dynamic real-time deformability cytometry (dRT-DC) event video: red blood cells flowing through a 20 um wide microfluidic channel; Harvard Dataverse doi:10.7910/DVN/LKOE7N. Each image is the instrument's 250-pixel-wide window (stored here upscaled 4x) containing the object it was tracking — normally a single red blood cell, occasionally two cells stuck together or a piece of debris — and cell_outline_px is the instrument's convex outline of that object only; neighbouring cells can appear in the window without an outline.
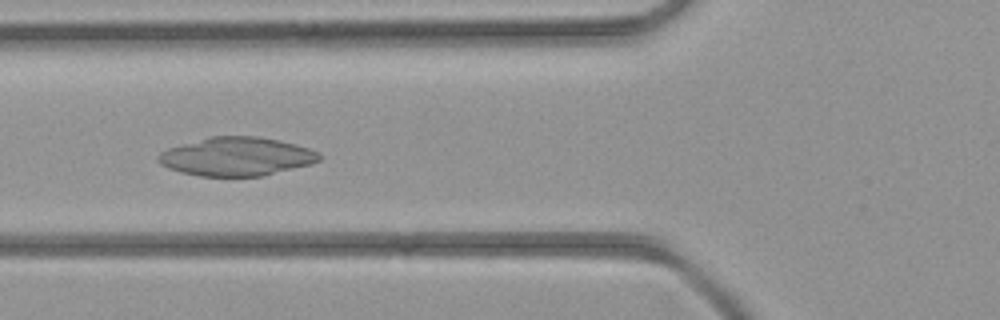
{"species": "common noctule bat (a hibernating species)", "species_latin": "Nyctalus noctula", "temperature_condition": "room temperature", "stored_images_in_passage": 44, "camera_frame_rate_fps": 3000, "um_per_image_px": 0.085, "animal": {"sex": "female", "body_mass_g": 21.9}, "frame": {"image": 1, "passage_image": 16, "time_ms": 5.0, "image_size_px": [1000, 320], "cell_outline_px": [[324, 156], [320, 160], [312, 164], [264, 176], [200, 176], [180, 172], [168, 168], [160, 164], [156, 160], [156, 156], [160, 152], [168, 148], [212, 136], [256, 136], [280, 140], [296, 144], [320, 152]], "centroid_in_image_um": [20.14, 13.31], "position_along_channel_um": 105.7, "area_um2": 36.47}}
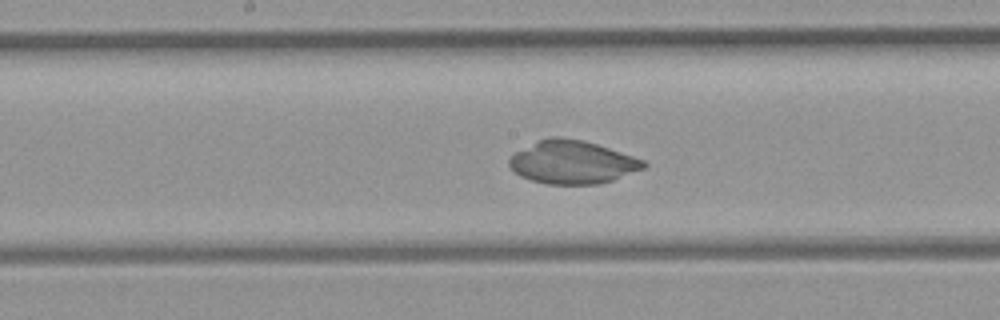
{"frame": {"image": 2, "passage_image": 22, "time_ms": 7.0, "image_size_px": [1000, 320], "cell_outline_px": [[648, 164], [644, 168], [612, 180], [600, 184], [548, 184], [532, 180], [520, 176], [508, 164], [508, 160], [516, 152], [540, 140], [552, 136], [560, 136], [584, 140], [644, 160]], "centroid_in_image_um": [48.65, 13.79], "position_along_channel_um": 199.5, "area_um2": 33.35}}
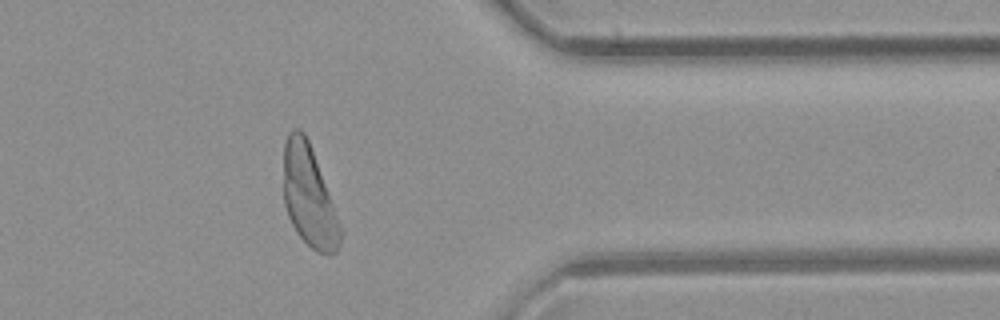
{"frame": {"image": 3, "passage_image": 35, "time_ms": 11.333, "image_size_px": [1000, 320], "cell_outline_px": [[340, 244], [336, 252], [316, 252], [296, 232], [288, 216], [284, 204], [284, 144], [288, 132], [292, 128], [300, 128], [304, 132], [308, 140], [332, 204], [340, 228]], "centroid_in_image_um": [26.2, 16.65], "position_along_channel_um": 385.2, "area_um2": 32.43}}